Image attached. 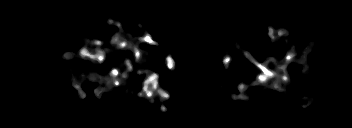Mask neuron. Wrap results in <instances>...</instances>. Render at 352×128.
I'll return each instance as SVG.
<instances>
[{"label":"neuron","instance_id":"1","mask_svg":"<svg viewBox=\"0 0 352 128\" xmlns=\"http://www.w3.org/2000/svg\"><path fill=\"white\" fill-rule=\"evenodd\" d=\"M108 24L112 25V24H116L117 26L120 25V23L115 22L114 20H112L111 18L108 20ZM269 28V37L271 38L272 41H276L278 37H286L289 33L285 30V29H280L278 31H275L271 26H268ZM129 37V34L126 31L121 30L119 32L118 35H115L112 39V41H110L111 44V48L106 50V49H101V48H97L94 52H89V44L94 43V45H97V47L99 45H102L103 41L100 40H95L94 42H90V41H85L86 44L85 46H83V48H81L78 52L77 56H80L82 58H88L89 60L95 62H102L106 55L109 53V51H112L115 48H120V49H130L131 48V44L129 42V40L126 38ZM135 40H137L138 42H147L149 44H153V45H157V42L153 41L152 37L147 33L146 35H144L143 37H134ZM235 46L241 50V52L244 54V56L250 60L251 62H253L261 71L262 73L260 75L257 76L256 80L254 81V84H258V83H264L270 87H272L274 90L276 91H280L282 92L284 88V86H282V81H285L288 83V73L285 69V63H293V64H301L303 65V63L305 62V60H307V56L310 53V48L305 49L302 53H301V59L300 61H295L292 58L295 56L296 54V50L293 49V52L290 54H287L286 57L284 58L283 62H281L279 64V66L274 67V69L269 70L268 68H266V65H268L270 62H274L276 60H274V58H270L268 59L265 64H261L259 62L256 61V59L250 55V53H248L247 51L243 50V47L241 46V44L239 43H235ZM133 54L134 57L136 59V61H141L142 63L145 62V60H143L141 58V56L143 55L141 50L136 46L133 49ZM76 55L73 53H65L64 54V60L68 59V58H73ZM165 61H166V65L167 68L170 70L175 69V61L172 57V55H166L165 57ZM231 61V57H229L228 55L226 57H224L223 59V64L225 65L226 69L229 68V62ZM125 65L127 66V69L124 72H120V69L118 67H114L112 69V71L107 74V75H103V76H99L96 75L94 73H85L84 75H82V79L85 80H90V81H103L105 82L106 85H109V87L107 88H97L95 89V94L96 97L99 99L102 95L103 92L105 91H111L113 86L116 87H121L122 86V81L118 80V76L121 75L123 80H125L128 77V74L133 70V65L131 63L130 60H126L125 61ZM143 72H146V74L148 75L147 78L145 79V81L143 82V86H142V91L138 92L139 96H142L143 92L145 94V96L147 98H149V100H154L155 95L160 97V100L163 101L164 99H170V95L168 92H166L165 90H160L159 89V85L160 83L157 81L159 78L158 74H154L152 72H150L149 70H143ZM79 78H77L76 76L71 78V81L73 82V86L75 87V89L78 91L79 93V98L83 99L85 98V94L82 91V86L78 81ZM264 85V86H267ZM250 87L246 86L244 83H239L238 84V90L240 92L239 96H236L235 94L232 95V99L233 100H238V99H243L245 102H248L249 99L247 97L244 96V91L246 89H249ZM313 103L312 99L308 98L307 104H300V106H302L303 108H306L308 106H311ZM160 110L162 111H167L165 106H161Z\"/></svg>","mask_w":352,"mask_h":128}]
</instances>
